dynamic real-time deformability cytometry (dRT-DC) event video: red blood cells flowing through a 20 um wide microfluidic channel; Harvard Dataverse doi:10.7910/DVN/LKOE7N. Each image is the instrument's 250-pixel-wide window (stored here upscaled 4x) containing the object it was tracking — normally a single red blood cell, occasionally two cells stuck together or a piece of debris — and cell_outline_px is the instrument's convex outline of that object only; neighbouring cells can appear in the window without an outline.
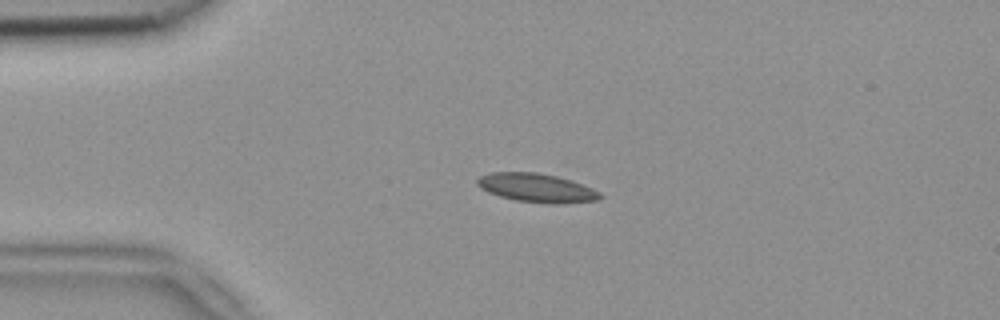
{"species": "common noctule bat (a hibernating species)", "species_latin": "Nyctalus noctula", "temperature_condition": "room temperature", "stored_images_in_passage": 1, "camera_frame_rate_fps": 3000, "um_per_image_px": 0.085, "animal": {"sex": "female", "body_mass_g": 18.4}, "frame": {"image": 1, "passage_image": 1, "time_ms": 0.0, "image_size_px": [1000, 320], "cell_outline_px": [[604, 196], [600, 200], [560, 204], [552, 204], [516, 200], [500, 196], [488, 192], [480, 188], [476, 184], [476, 180], [480, 176], [492, 172], [536, 172], [556, 176], [572, 180], [600, 192]], "centroid_in_image_um": [45.63, 15.97], "position_along_channel_um": 39.4, "area_um2": 20.63}}